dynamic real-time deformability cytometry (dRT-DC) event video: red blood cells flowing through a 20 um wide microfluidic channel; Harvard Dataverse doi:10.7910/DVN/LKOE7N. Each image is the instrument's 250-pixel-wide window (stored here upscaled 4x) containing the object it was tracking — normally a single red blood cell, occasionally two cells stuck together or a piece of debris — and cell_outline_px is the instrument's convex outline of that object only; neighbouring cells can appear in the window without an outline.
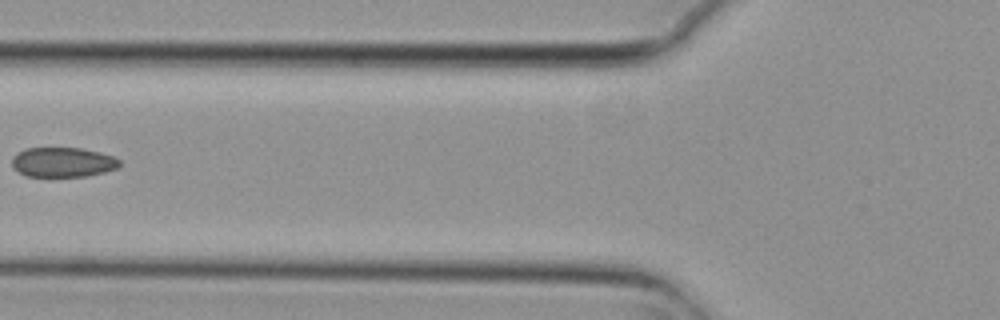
{"species": "common noctule bat (a hibernating species)", "species_latin": "Nyctalus noctula", "temperature_condition": "cold", "stored_images_in_passage": 8, "camera_frame_rate_fps": 3000, "um_per_image_px": 0.085, "animal": {"sex": "female", "body_mass_g": 29.2, "forearm_length_mm": 56.3}, "frame": {"image": 1, "passage_image": 7, "time_ms": 2.0, "image_size_px": [1000, 320], "cell_outline_px": [[120, 164], [116, 168], [104, 172], [88, 176], [28, 176], [20, 172], [12, 164], [12, 156], [16, 152], [24, 148], [80, 148], [100, 152], [112, 156], [120, 160]], "centroid_in_image_um": [5.33, 13.77], "position_along_channel_um": 120.5, "area_um2": 18.55}}
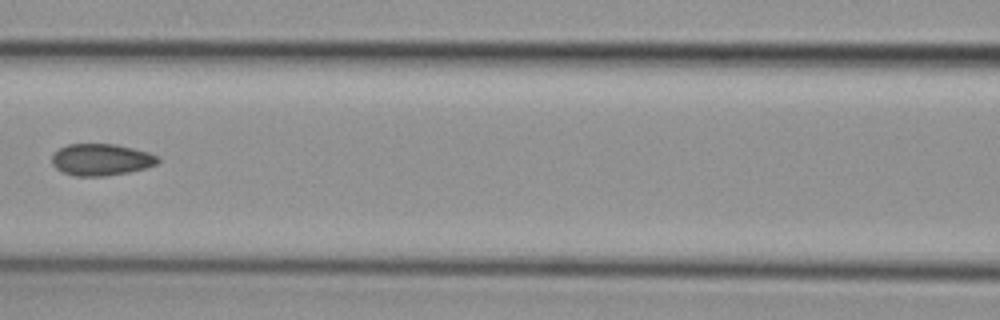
{"frame": {"image": 2, "passage_image": 8, "time_ms": 2.333, "image_size_px": [1000, 320], "cell_outline_px": [[160, 160], [156, 164], [144, 168], [128, 172], [104, 176], [72, 176], [56, 168], [52, 164], [52, 156], [60, 148], [68, 144], [116, 144], [148, 152], [160, 156]], "centroid_in_image_um": [8.61, 13.57], "position_along_channel_um": 158.0, "area_um2": 19.54}}